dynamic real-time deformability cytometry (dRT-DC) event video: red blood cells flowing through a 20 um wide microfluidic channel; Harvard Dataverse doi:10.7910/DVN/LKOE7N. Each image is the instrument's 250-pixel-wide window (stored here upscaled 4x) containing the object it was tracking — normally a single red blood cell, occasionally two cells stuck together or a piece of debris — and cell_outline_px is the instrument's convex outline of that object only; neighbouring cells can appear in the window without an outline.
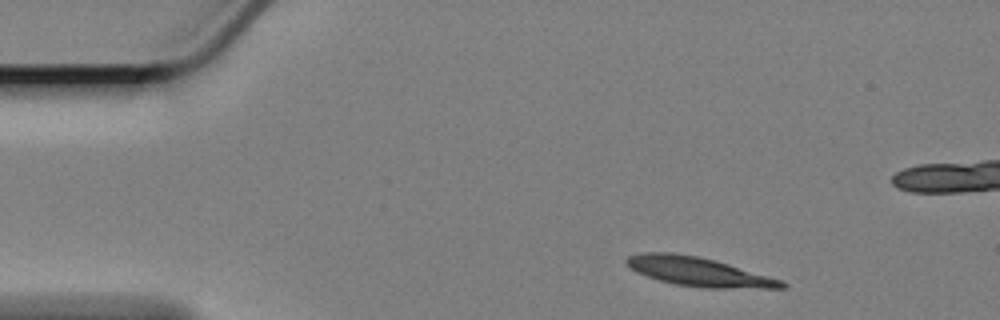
{"species": "Egyptian fruit bat (a non-hibernating species)", "species_latin": "Rousettus aegyptiacus", "temperature_condition": "cold", "stored_images_in_passage": 52, "camera_frame_rate_fps": 3000, "um_per_image_px": 0.085, "animal": {"sex": "female"}, "frame": {"image": 1, "passage_image": 1, "time_ms": 0.0, "image_size_px": [1000, 320], "cell_outline_px": [[788, 288], [700, 288], [672, 284], [636, 272], [624, 260], [628, 256], [640, 252], [672, 252], [700, 256], [716, 260], [780, 280], [788, 284]], "centroid_in_image_um": [59.35, 23.09], "position_along_channel_um": 25.6, "area_um2": 26.24}}
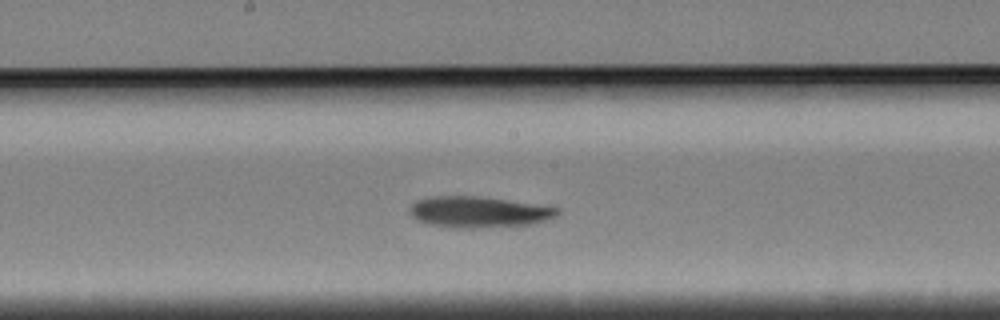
{"frame": {"image": 2, "passage_image": 23, "time_ms": 7.333, "image_size_px": [1000, 320], "cell_outline_px": [[560, 212], [556, 216], [532, 224], [472, 228], [456, 228], [424, 224], [416, 220], [408, 212], [408, 208], [416, 200], [436, 196], [476, 196], [560, 208]], "centroid_in_image_um": [40.6, 18.03], "position_along_channel_um": 207.6, "area_um2": 26.59}}
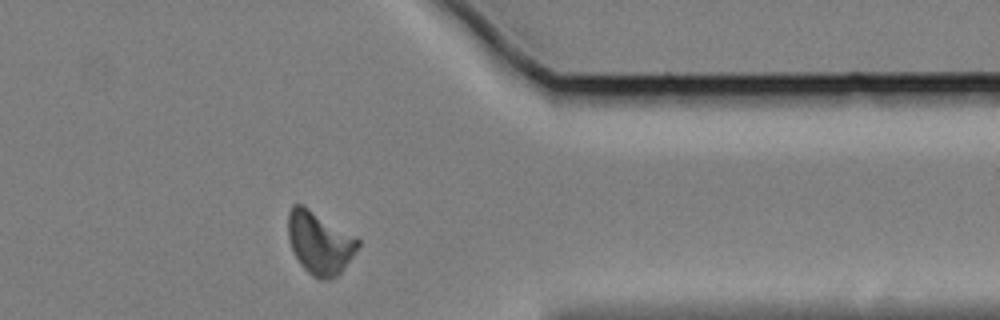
{"frame": {"image": 3, "passage_image": 40, "time_ms": 13.0, "image_size_px": [1000, 320], "cell_outline_px": [[360, 244], [344, 268], [332, 280], [320, 280], [312, 276], [300, 264], [292, 248], [288, 236], [288, 212], [292, 204], [304, 204], [360, 236]], "centroid_in_image_um": [27.2, 20.59], "position_along_channel_um": 384.2, "area_um2": 26.18}, "authors_computed_cell_mechanics": {"area_um2": 26.0389, "velocity_mm_per_s": 3.3408, "shape_relaxation_time_tau1_ms": 9.7699, "shape_relaxation_time_tau2_ms": null, "deformation_change_tau1": 0.201, "deformation_change_tau2": null}}